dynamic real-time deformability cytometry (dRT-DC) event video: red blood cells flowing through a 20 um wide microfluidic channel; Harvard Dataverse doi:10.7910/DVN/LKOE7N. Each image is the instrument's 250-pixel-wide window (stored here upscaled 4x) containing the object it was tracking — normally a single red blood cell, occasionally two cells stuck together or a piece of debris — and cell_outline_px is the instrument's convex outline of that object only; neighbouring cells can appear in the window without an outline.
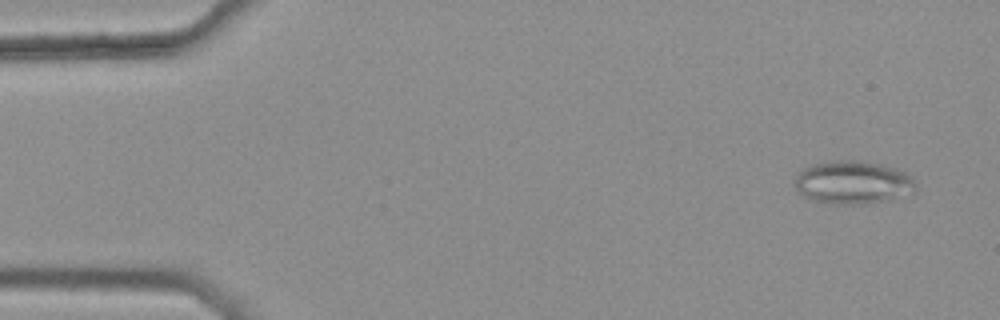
{"species": "common noctule bat (a hibernating species)", "species_latin": "Nyctalus noctula", "temperature_condition": "warm", "stored_images_in_passage": 15, "camera_frame_rate_fps": 3000, "um_per_image_px": 0.085, "animal": {"sex": "female", "body_mass_g": 25.1}, "frame": {"image": 1, "passage_image": 3, "time_ms": 0.667, "image_size_px": [1000, 320], "cell_outline_px": [[916, 192], [864, 204], [836, 204], [812, 200], [804, 196], [792, 184], [796, 172], [812, 164], [832, 160], [864, 160], [896, 168], [904, 172], [916, 184]], "centroid_in_image_um": [72.43, 15.48], "position_along_channel_um": 12.6, "area_um2": 30.46}}